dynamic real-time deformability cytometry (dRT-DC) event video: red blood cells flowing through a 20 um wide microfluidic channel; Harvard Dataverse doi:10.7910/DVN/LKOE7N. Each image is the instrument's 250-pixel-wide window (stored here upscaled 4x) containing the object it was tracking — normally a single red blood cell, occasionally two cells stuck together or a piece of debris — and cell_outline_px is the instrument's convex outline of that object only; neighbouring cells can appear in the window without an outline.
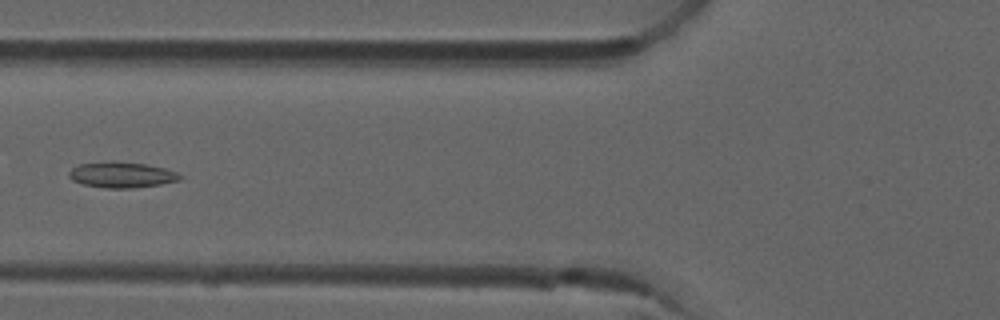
{"species": "common noctule bat (a hibernating species)", "species_latin": "Nyctalus noctula", "temperature_condition": "room temperature", "stored_images_in_passage": 7, "camera_frame_rate_fps": 3000, "um_per_image_px": 0.085, "animal": {"sex": "male", "forearm_length_mm": 52.5}, "frame": {"image": 1, "passage_image": 6, "time_ms": 1.667, "image_size_px": [1000, 320], "cell_outline_px": [[184, 176], [180, 180], [160, 184], [132, 188], [104, 188], [84, 184], [72, 180], [68, 176], [68, 172], [76, 164], [104, 160], [112, 160], [144, 164], [164, 168], [176, 172]], "centroid_in_image_um": [10.29, 14.84], "position_along_channel_um": 115.5, "area_um2": 16.94}}
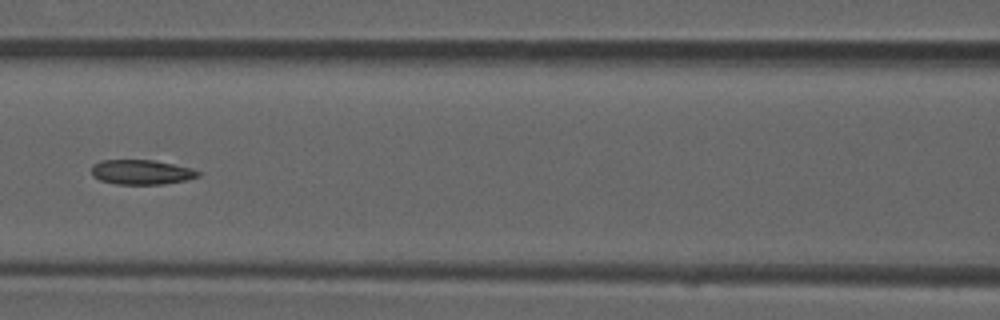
{"frame": {"image": 2, "passage_image": 7, "time_ms": 2.0, "image_size_px": [1000, 320], "cell_outline_px": [[200, 176], [184, 180], [164, 184], [116, 184], [100, 180], [92, 176], [92, 164], [100, 160], [152, 160], [192, 168], [200, 172]], "centroid_in_image_um": [11.99, 14.63], "position_along_channel_um": 154.6, "area_um2": 15.32}}